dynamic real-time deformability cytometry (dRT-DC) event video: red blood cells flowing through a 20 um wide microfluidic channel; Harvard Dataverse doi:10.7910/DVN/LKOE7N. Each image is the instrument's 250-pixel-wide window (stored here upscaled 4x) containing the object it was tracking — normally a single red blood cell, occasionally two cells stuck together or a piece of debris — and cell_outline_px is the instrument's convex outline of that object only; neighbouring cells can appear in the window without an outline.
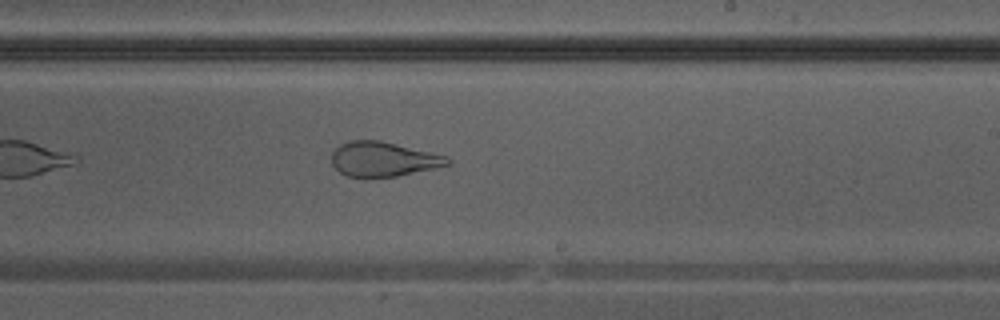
{"species": "Egyptian fruit bat (a non-hibernating species)", "species_latin": "Rousettus aegyptiacus", "temperature_condition": "warm", "stored_images_in_passage": 27, "camera_frame_rate_fps": 3000, "um_per_image_px": 0.085, "animal": {"sex": "male"}, "frame": {"image": 1, "passage_image": 12, "time_ms": 3.667, "image_size_px": [1000, 320], "cell_outline_px": [[452, 160], [448, 164], [436, 168], [396, 176], [348, 176], [340, 172], [332, 164], [332, 152], [340, 144], [348, 140], [380, 140], [448, 156]], "centroid_in_image_um": [32.59, 13.51], "position_along_channel_um": 256.4, "area_um2": 23.18}}